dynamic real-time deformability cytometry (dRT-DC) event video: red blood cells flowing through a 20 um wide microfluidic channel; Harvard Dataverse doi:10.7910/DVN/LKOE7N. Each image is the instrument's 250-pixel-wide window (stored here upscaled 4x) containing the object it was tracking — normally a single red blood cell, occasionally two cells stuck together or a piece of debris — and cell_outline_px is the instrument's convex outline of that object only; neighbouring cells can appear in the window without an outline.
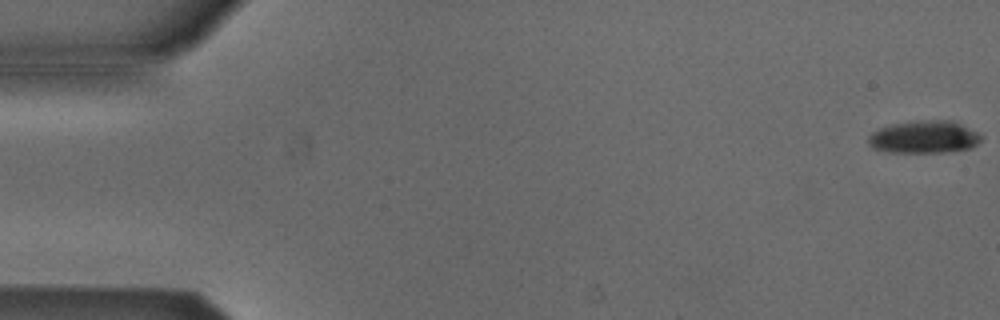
{"species": "Egyptian fruit bat (a non-hibernating species)", "species_latin": "Rousettus aegyptiacus", "temperature_condition": "cold", "stored_images_in_passage": 8, "camera_frame_rate_fps": 3000, "um_per_image_px": 0.085, "animal": {"sex": "male"}, "frame": {"image": 1, "passage_image": 1, "time_ms": 0.0, "image_size_px": [1000, 320], "cell_outline_px": [[984, 136], [972, 148], [948, 152], [892, 152], [872, 148], [868, 144], [868, 136], [872, 132], [880, 128], [892, 124], [916, 120], [948, 120], [960, 124], [980, 132]], "centroid_in_image_um": [78.57, 11.64], "position_along_channel_um": 6.4, "area_um2": 21.56}}